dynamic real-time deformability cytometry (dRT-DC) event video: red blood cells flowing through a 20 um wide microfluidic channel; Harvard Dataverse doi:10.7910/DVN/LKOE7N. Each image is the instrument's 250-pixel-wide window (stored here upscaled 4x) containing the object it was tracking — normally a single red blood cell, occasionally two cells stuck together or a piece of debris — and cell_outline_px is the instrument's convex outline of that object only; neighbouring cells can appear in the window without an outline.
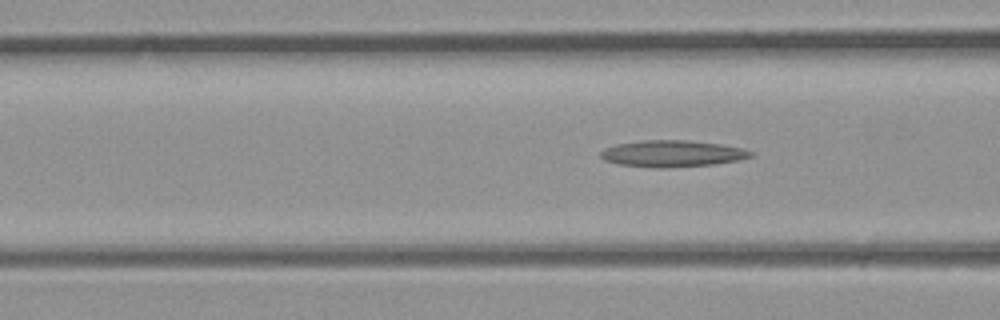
{"species": "common noctule bat (a hibernating species)", "species_latin": "Nyctalus noctula", "temperature_condition": "room temperature", "stored_images_in_passage": 5, "camera_frame_rate_fps": 3000, "um_per_image_px": 0.085, "animal": {"sex": "male", "body_mass_g": 23.1, "forearm_length_mm": 52.7}, "frame": {"image": 1, "passage_image": 5, "time_ms": 1.333, "image_size_px": [1000, 320], "cell_outline_px": [[752, 156], [736, 160], [716, 164], [668, 168], [656, 168], [616, 164], [604, 160], [600, 156], [600, 152], [616, 144], [640, 140], [688, 140], [720, 144], [740, 148], [752, 152]], "centroid_in_image_um": [57.1, 13.06], "position_along_channel_um": 109.5, "area_um2": 23.18}}